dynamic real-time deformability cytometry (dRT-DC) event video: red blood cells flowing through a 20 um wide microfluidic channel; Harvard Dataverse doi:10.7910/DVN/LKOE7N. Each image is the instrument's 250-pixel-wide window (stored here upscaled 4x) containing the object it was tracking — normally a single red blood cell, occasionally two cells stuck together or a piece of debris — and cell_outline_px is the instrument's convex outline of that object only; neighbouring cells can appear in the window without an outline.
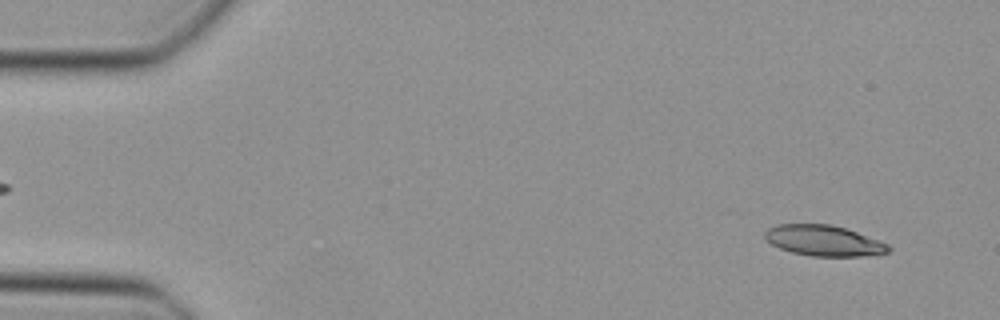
{"species": "Egyptian fruit bat (a non-hibernating species)", "species_latin": "Rousettus aegyptiacus", "temperature_condition": "cold", "stored_images_in_passage": 10, "camera_frame_rate_fps": 3000, "um_per_image_px": 0.085, "animal": {"sex": "female"}, "frame": {"image": 1, "passage_image": 3, "time_ms": 0.667, "image_size_px": [1000, 320], "cell_outline_px": [[892, 248], [888, 252], [860, 256], [812, 256], [792, 252], [780, 248], [764, 240], [764, 232], [768, 228], [776, 224], [832, 224], [856, 232], [888, 244]], "centroid_in_image_um": [69.96, 20.44], "position_along_channel_um": 15.0, "area_um2": 21.96}}